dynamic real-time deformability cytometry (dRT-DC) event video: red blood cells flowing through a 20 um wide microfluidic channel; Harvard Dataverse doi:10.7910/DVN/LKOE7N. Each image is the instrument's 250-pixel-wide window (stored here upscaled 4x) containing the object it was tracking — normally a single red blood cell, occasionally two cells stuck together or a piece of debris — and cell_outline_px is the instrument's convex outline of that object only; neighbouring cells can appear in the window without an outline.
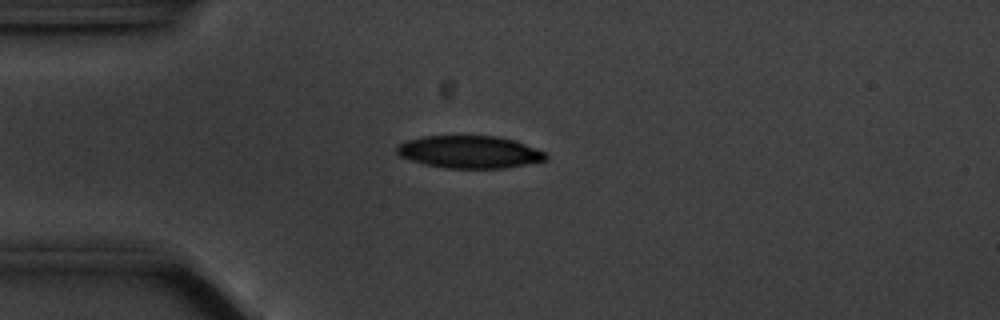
{"species": "common noctule bat (a hibernating species)", "species_latin": "Nyctalus noctula", "temperature_condition": "cold", "stored_images_in_passage": 46, "camera_frame_rate_fps": 3000, "um_per_image_px": 0.085, "animal": {"sex": "male", "body_mass_g": 20.1, "forearm_length_mm": 53.5}, "frame": {"image": 1, "passage_image": 4, "time_ms": 1.0, "image_size_px": [1000, 320], "cell_outline_px": [[548, 160], [504, 168], [448, 168], [424, 164], [400, 156], [396, 152], [396, 144], [408, 140], [424, 136], [496, 136], [516, 140], [544, 152], [548, 156]], "centroid_in_image_um": [39.91, 12.91], "position_along_channel_um": 45.1, "area_um2": 28.15}}
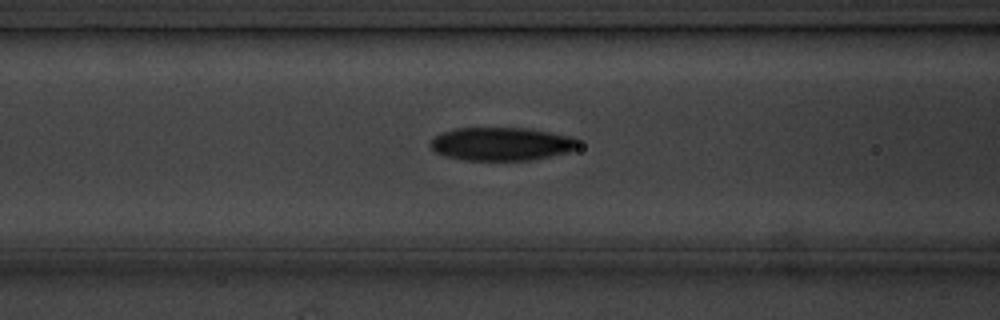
{"frame": {"image": 2, "passage_image": 12, "time_ms": 3.667, "image_size_px": [1000, 320], "cell_outline_px": [[580, 144], [576, 148], [568, 152], [528, 160], [464, 160], [444, 156], [436, 152], [428, 144], [436, 136], [444, 132], [456, 128], [528, 128], [572, 136]], "centroid_in_image_um": [42.61, 12.23], "position_along_channel_um": 124.0, "area_um2": 28.5}}
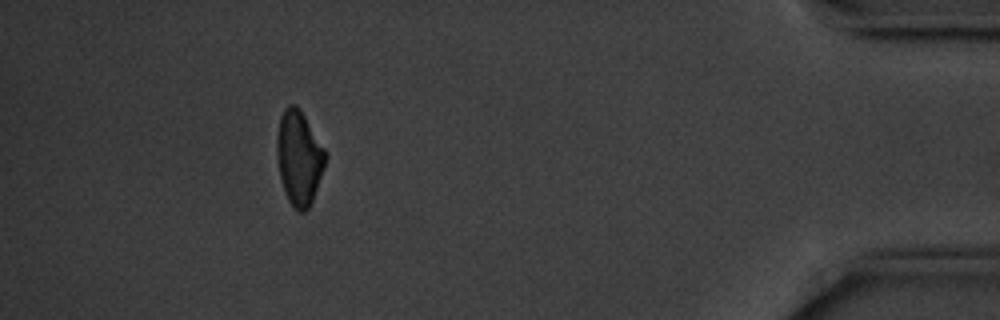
{"frame": {"image": 3, "passage_image": 41, "time_ms": 13.333, "image_size_px": [1000, 320], "cell_outline_px": [[328, 156], [324, 168], [312, 200], [308, 208], [304, 212], [296, 212], [292, 208], [288, 200], [280, 176], [276, 152], [276, 136], [280, 116], [284, 108], [288, 104], [296, 104], [300, 108], [328, 152]], "centroid_in_image_um": [25.42, 13.37], "position_along_channel_um": 409.8, "area_um2": 27.11}, "authors_computed_cell_mechanics": {"area_um2": 27.9174, "velocity_mm_per_s": 3.5491, "shape_relaxation_time_tau1_ms": 2.9417, "shape_relaxation_time_tau2_ms": null, "deformation_change_tau1": 0.1164, "deformation_change_tau2": null}}